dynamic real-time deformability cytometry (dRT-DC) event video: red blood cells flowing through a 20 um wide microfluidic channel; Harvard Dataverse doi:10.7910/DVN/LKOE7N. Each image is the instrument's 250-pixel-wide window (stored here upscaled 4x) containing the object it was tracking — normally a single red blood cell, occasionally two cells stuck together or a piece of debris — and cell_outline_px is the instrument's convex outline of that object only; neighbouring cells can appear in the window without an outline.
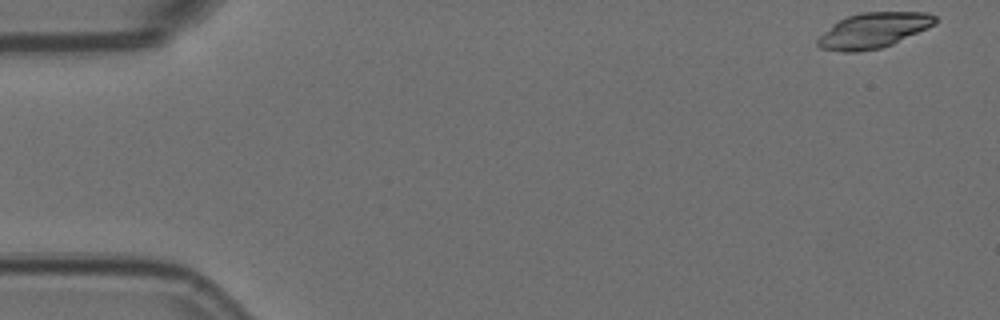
{"species": "Egyptian fruit bat (a non-hibernating species)", "species_latin": "Rousettus aegyptiacus", "temperature_condition": "room temperature", "stored_images_in_passage": 13, "camera_frame_rate_fps": 3000, "um_per_image_px": 0.085, "animal": {"sex": "female"}, "frame": {"image": 1, "passage_image": 1, "time_ms": 0.0, "image_size_px": [1000, 320], "cell_outline_px": [[940, 20], [936, 24], [928, 28], [892, 44], [880, 48], [860, 52], [844, 52], [820, 48], [816, 44], [816, 40], [832, 24], [848, 16], [864, 12], [928, 12], [936, 16]], "centroid_in_image_um": [74.27, 2.58], "position_along_channel_um": 10.7, "area_um2": 24.22}}